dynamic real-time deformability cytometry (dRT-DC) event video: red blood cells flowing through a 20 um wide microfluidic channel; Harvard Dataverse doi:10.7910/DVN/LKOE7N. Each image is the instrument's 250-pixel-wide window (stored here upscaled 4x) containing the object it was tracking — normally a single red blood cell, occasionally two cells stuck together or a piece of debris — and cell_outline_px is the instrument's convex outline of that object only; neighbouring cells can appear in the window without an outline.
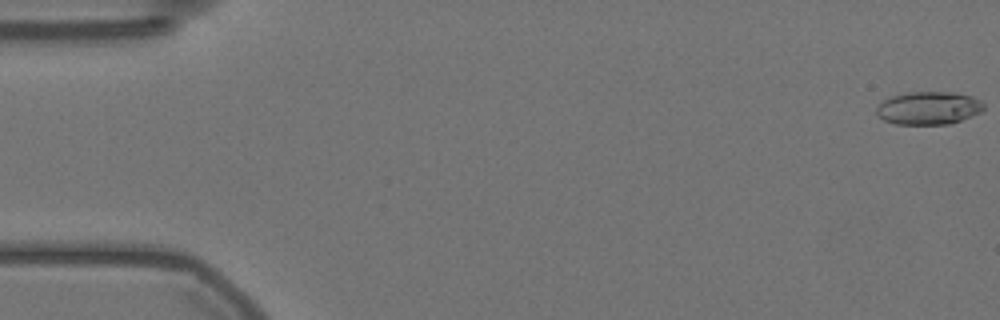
{"species": "Egyptian fruit bat (a non-hibernating species)", "species_latin": "Rousettus aegyptiacus", "temperature_condition": "warm", "stored_images_in_passage": 58, "camera_frame_rate_fps": 3000, "um_per_image_px": 0.085, "animal": {"sex": "female"}, "frame": {"image": 1, "passage_image": 1, "time_ms": 0.0, "image_size_px": [1000, 320], "cell_outline_px": [[984, 108], [980, 112], [972, 116], [952, 124], [896, 124], [884, 120], [876, 112], [876, 108], [884, 100], [892, 96], [908, 92], [956, 92], [972, 96], [980, 100], [984, 104]], "centroid_in_image_um": [78.97, 9.18], "position_along_channel_um": 6.0, "area_um2": 20.63}}
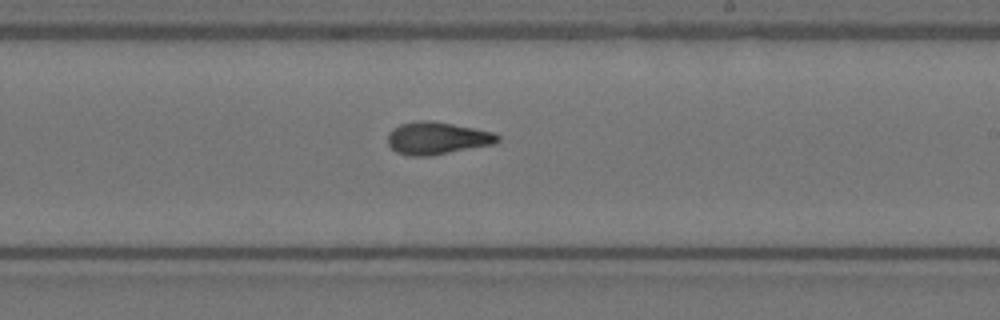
{"frame": {"image": 2, "passage_image": 34, "time_ms": 11.0, "image_size_px": [1000, 320], "cell_outline_px": [[500, 140], [492, 144], [432, 156], [408, 156], [396, 152], [388, 144], [388, 132], [392, 128], [400, 124], [416, 120], [432, 120], [492, 132], [500, 136]], "centroid_in_image_um": [37.1, 11.74], "position_along_channel_um": 251.9, "area_um2": 20.81}}
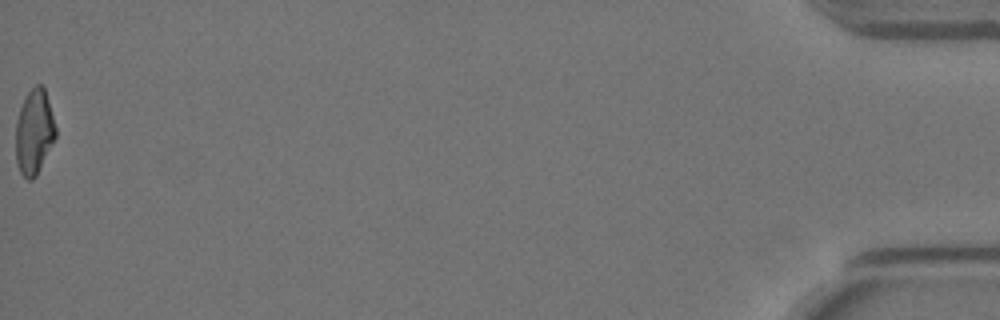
{"frame": {"image": 3, "passage_image": 58, "time_ms": 19.0, "image_size_px": [1000, 320], "cell_outline_px": [[56, 136], [36, 176], [32, 180], [28, 180], [20, 172], [16, 160], [16, 120], [20, 108], [28, 92], [36, 84], [40, 84], [44, 88], [56, 128]], "centroid_in_image_um": [2.89, 11.23], "position_along_channel_um": 432.3, "area_um2": 19.42}, "authors_computed_cell_mechanics": {"area_um2": 20.519, "velocity_mm_per_s": 3.5427, "shape_relaxation_time_tau1_ms": null, "shape_relaxation_time_tau2_ms": 1.9181, "deformation_change_tau1": null, "deformation_change_tau2": 0.0899}}